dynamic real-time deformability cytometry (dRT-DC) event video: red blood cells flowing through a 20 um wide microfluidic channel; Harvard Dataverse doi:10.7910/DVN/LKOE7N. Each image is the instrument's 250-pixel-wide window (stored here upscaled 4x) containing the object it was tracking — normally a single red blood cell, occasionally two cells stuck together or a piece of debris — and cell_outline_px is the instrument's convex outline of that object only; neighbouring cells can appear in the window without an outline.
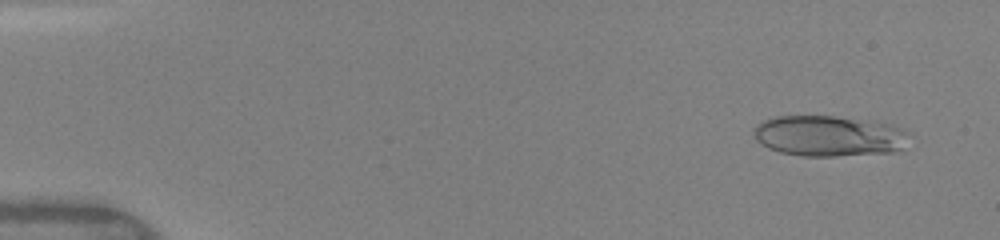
{"species": "human", "species_latin": "Homo sapiens", "temperature_condition": "warm", "stored_images_in_passage": 48, "camera_frame_rate_fps": 3000, "um_per_image_px": 0.085, "donor": {"sex": "female"}, "frame": {"image": 1, "passage_image": 3, "time_ms": 0.667, "image_size_px": [1000, 240], "cell_outline_px": [[908, 132], [900, 148], [892, 152], [836, 156], [800, 156], [780, 152], [768, 148], [760, 144], [756, 140], [752, 132], [752, 128], [756, 124], [764, 120], [776, 116], [832, 116], [892, 124]], "centroid_in_image_um": [70.35, 11.55], "position_along_channel_um": 14.7, "area_um2": 36.7}}
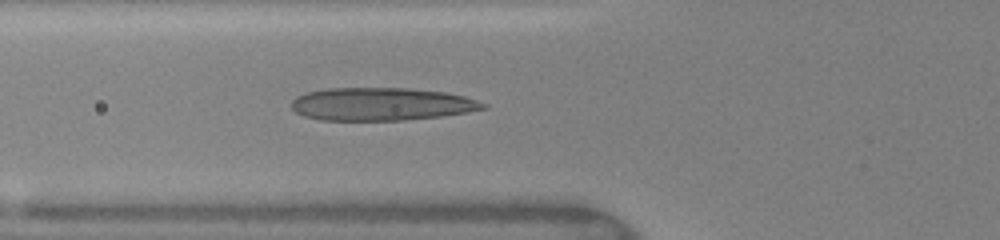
{"frame": {"image": 2, "passage_image": 18, "time_ms": 5.667, "image_size_px": [1000, 240], "cell_outline_px": [[488, 108], [468, 112], [440, 116], [404, 120], [320, 120], [304, 116], [296, 112], [292, 108], [292, 100], [296, 96], [308, 92], [328, 88], [408, 88], [444, 92], [464, 96], [488, 104]], "centroid_in_image_um": [32.42, 8.85], "position_along_channel_um": 93.4, "area_um2": 36.7}}
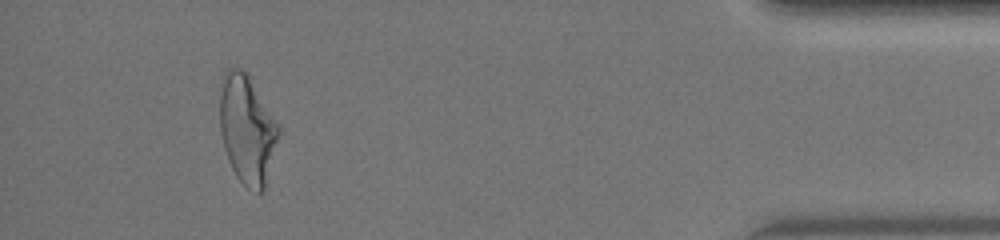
{"frame": {"image": 3, "passage_image": 45, "time_ms": 14.667, "image_size_px": [1000, 240], "cell_outline_px": [[280, 132], [264, 188], [260, 192], [256, 192], [248, 188], [236, 176], [228, 160], [224, 148], [220, 132], [220, 96], [224, 72], [228, 68], [244, 68], [280, 128]], "centroid_in_image_um": [20.99, 10.98], "position_along_channel_um": 414.2, "area_um2": 36.7}, "authors_computed_cell_mechanics": {"area_um2": 35.5759, "velocity_mm_per_s": 4.147, "shape_relaxation_time_tau1_ms": 8.7598, "shape_relaxation_time_tau2_ms": 1.1933, "deformation_change_tau1": 0.299, "deformation_change_tau2": 0.1223}}